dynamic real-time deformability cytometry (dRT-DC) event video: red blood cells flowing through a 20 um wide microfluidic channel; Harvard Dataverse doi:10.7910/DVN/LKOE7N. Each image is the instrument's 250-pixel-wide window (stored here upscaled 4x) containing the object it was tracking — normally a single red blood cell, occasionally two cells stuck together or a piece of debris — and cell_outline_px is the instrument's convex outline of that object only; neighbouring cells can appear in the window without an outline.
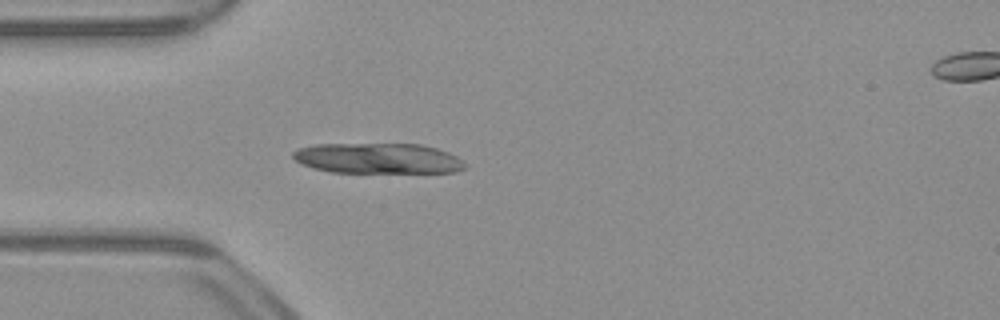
{"species": "common noctule bat (a hibernating species)", "species_latin": "Nyctalus noctula", "temperature_condition": "warm", "stored_images_in_passage": 28, "camera_frame_rate_fps": 3000, "um_per_image_px": 0.085, "animal": {"sex": "male", "body_mass_g": 23.1, "forearm_length_mm": 52.7}, "frame": {"image": 1, "passage_image": 5, "time_ms": 1.333, "image_size_px": [1000, 320], "cell_outline_px": [[464, 168], [456, 172], [328, 172], [312, 168], [300, 164], [292, 156], [292, 152], [300, 148], [316, 144], [420, 144], [436, 148], [448, 152], [456, 156], [464, 164]], "centroid_in_image_um": [32.07, 13.46], "position_along_channel_um": 52.9, "area_um2": 30.4}}